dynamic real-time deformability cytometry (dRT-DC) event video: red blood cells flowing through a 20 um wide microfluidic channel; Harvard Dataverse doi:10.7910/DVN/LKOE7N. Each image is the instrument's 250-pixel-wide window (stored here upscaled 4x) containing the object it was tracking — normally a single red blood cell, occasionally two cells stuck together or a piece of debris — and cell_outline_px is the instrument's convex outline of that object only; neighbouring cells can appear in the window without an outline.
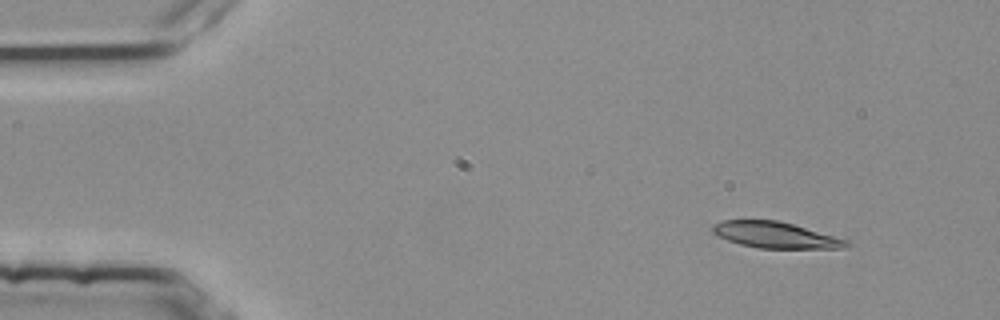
{"species": "common noctule bat (a hibernating species)", "species_latin": "Nyctalus noctula", "temperature_condition": "room temperature", "stored_images_in_passage": 4, "camera_frame_rate_fps": 3000, "um_per_image_px": 0.085, "animal": {"sex": "female", "body_mass_g": 25.1}, "frame": {"image": 1, "passage_image": 2, "time_ms": 0.333, "image_size_px": [1000, 320], "cell_outline_px": [[852, 244], [844, 248], [760, 248], [740, 244], [716, 236], [712, 232], [712, 224], [720, 220], [776, 220], [792, 224], [848, 240]], "centroid_in_image_um": [65.87, 19.97], "position_along_channel_um": 19.1, "area_um2": 20.29}}
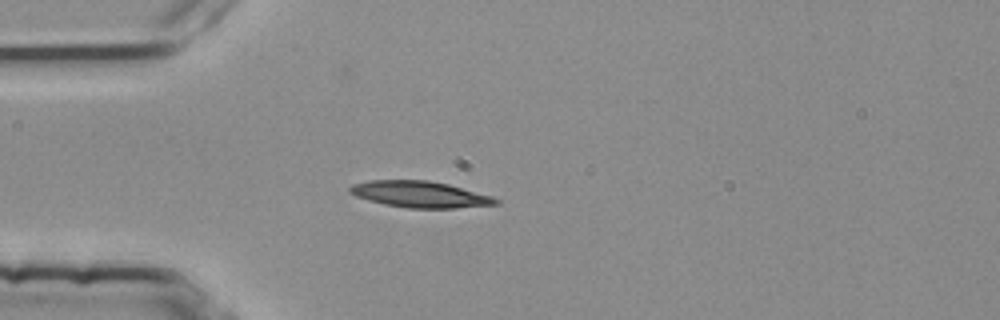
{"frame": {"image": 2, "passage_image": 4, "time_ms": 1.0, "image_size_px": [1000, 320], "cell_outline_px": [[500, 204], [456, 208], [408, 208], [384, 204], [368, 200], [356, 196], [348, 192], [348, 188], [352, 184], [368, 180], [428, 180], [448, 184], [492, 196], [500, 200]], "centroid_in_image_um": [35.69, 16.52], "position_along_channel_um": 49.3, "area_um2": 22.48}}